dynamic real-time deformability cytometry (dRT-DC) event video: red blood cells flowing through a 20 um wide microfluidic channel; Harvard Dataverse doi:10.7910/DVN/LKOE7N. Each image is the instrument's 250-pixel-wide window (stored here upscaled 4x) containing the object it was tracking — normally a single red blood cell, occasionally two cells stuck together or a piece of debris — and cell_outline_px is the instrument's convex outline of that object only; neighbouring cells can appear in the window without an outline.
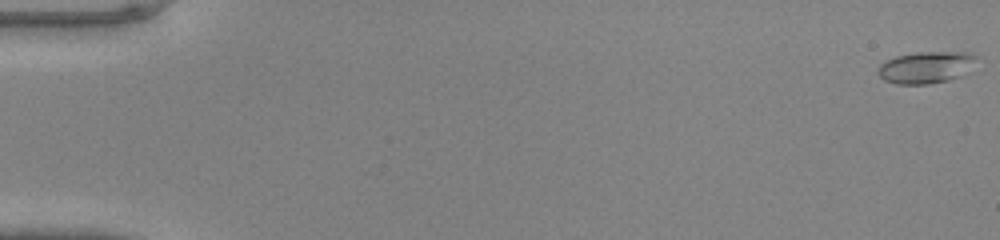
{"species": "common noctule bat (a hibernating species)", "species_latin": "Nyctalus noctula", "temperature_condition": "warm", "stored_images_in_passage": 49, "camera_frame_rate_fps": 3000, "um_per_image_px": 0.085, "animal": {"sex": "male", "body_mass_g": 20.0, "forearm_length_mm": 53.3}, "frame": {"image": 1, "passage_image": 1, "time_ms": 0.0, "image_size_px": [1000, 240], "cell_outline_px": [[976, 56], [972, 72], [948, 80], [928, 84], [896, 84], [884, 80], [876, 72], [880, 64], [896, 56], [916, 52], [972, 52]], "centroid_in_image_um": [78.75, 5.72], "position_along_channel_um": 6.3, "area_um2": 18.5}}
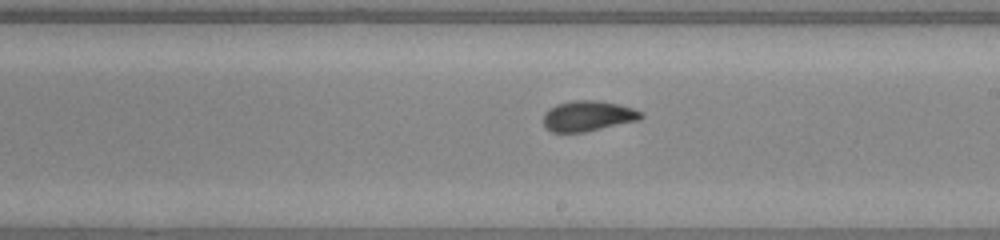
{"frame": {"image": 2, "passage_image": 29, "time_ms": 9.333, "image_size_px": [1000, 240], "cell_outline_px": [[644, 116], [640, 120], [584, 132], [552, 132], [544, 124], [544, 112], [548, 108], [556, 104], [572, 100], [596, 100], [620, 104], [644, 112]], "centroid_in_image_um": [50.0, 9.84], "position_along_channel_um": 239.0, "area_um2": 17.46}}
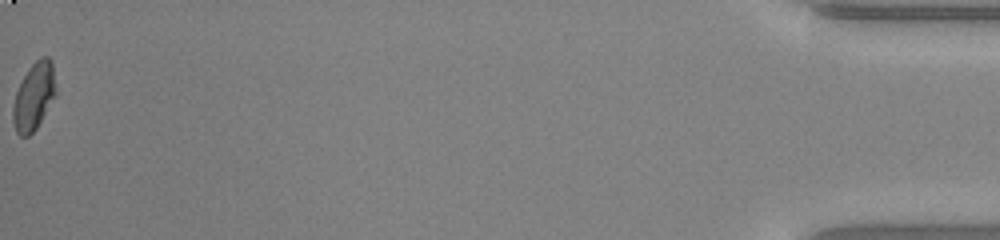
{"frame": {"image": 3, "passage_image": 49, "time_ms": 16.0, "image_size_px": [1000, 240], "cell_outline_px": [[56, 96], [36, 128], [28, 136], [20, 136], [16, 132], [12, 120], [12, 108], [16, 92], [28, 68], [40, 56], [48, 56], [52, 60], [56, 92]], "centroid_in_image_um": [2.88, 8.18], "position_along_channel_um": 432.3, "area_um2": 16.88}}